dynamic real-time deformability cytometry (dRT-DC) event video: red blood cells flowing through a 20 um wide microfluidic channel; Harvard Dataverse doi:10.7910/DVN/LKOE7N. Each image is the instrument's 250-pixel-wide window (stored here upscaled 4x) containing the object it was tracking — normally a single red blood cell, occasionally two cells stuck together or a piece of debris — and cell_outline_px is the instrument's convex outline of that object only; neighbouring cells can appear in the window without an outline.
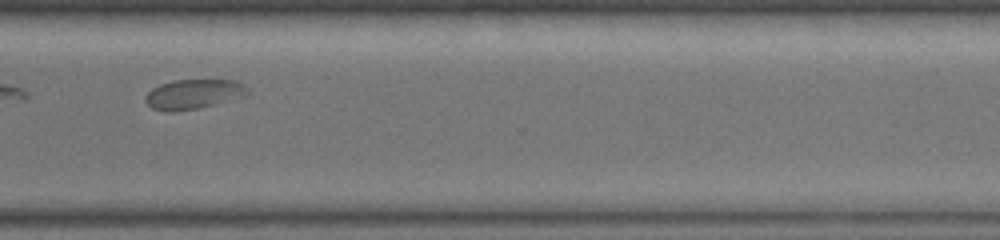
{"species": "common noctule bat (a hibernating species)", "species_latin": "Nyctalus noctula", "temperature_condition": "warm", "stored_images_in_passage": 22, "camera_frame_rate_fps": 3000, "um_per_image_px": 0.085, "animal": {"sex": "female", "body_mass_g": 19.0, "forearm_length_mm": 51.5}, "frame": {"image": 1, "passage_image": 19, "time_ms": 6.0, "image_size_px": [1000, 240], "cell_outline_px": [[252, 96], [200, 108], [172, 112], [168, 112], [152, 108], [144, 100], [148, 92], [152, 88], [160, 84], [172, 80], [236, 80], [244, 84], [248, 88]], "centroid_in_image_um": [16.54, 8.01], "position_along_channel_um": 354.1, "area_um2": 18.21}}